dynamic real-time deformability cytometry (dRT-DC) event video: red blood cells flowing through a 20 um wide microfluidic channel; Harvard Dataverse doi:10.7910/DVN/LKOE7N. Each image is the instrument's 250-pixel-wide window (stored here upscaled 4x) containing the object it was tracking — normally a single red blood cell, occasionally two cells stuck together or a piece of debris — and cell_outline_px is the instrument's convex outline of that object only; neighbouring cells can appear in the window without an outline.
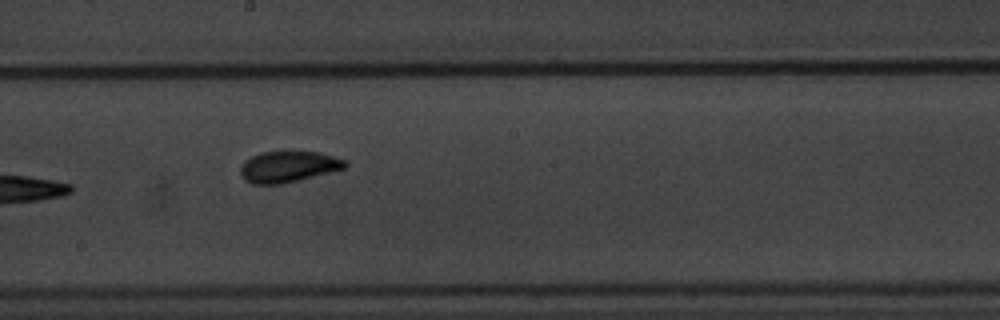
{"species": "common noctule bat (a hibernating species)", "species_latin": "Nyctalus noctula", "temperature_condition": "warm", "stored_images_in_passage": 9, "camera_frame_rate_fps": 3000, "um_per_image_px": 0.085, "animal": {"sex": "male", "body_mass_g": 20.1, "forearm_length_mm": 53.5}, "frame": {"image": 1, "passage_image": 8, "time_ms": 9.667, "image_size_px": [1000, 320], "cell_outline_px": [[348, 164], [344, 168], [300, 180], [280, 184], [252, 184], [244, 180], [240, 172], [240, 168], [244, 160], [260, 152], [288, 148], [320, 152], [348, 160]], "centroid_in_image_um": [24.5, 14.11], "position_along_channel_um": 223.7, "area_um2": 19.88}}